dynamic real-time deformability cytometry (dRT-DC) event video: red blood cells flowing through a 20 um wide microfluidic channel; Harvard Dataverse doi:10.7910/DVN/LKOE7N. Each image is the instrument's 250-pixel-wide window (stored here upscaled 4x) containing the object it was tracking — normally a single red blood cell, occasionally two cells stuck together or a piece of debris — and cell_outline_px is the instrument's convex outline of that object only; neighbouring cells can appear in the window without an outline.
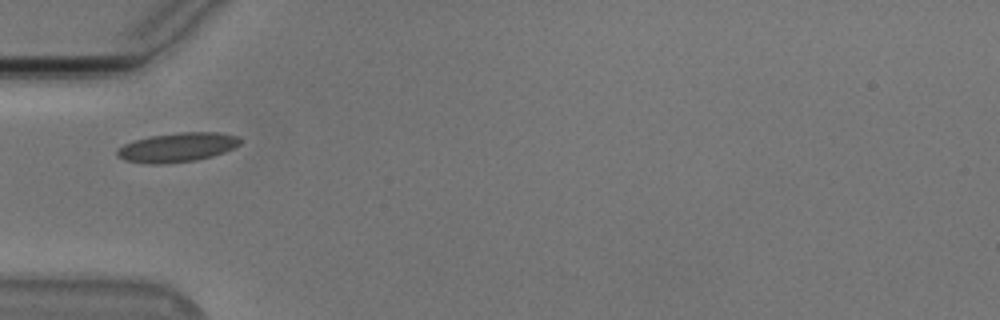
{"species": "Egyptian fruit bat (a non-hibernating species)", "species_latin": "Rousettus aegyptiacus", "temperature_condition": "cold", "stored_images_in_passage": 38, "camera_frame_rate_fps": 3000, "um_per_image_px": 0.085, "animal": {"sex": "male"}, "frame": {"image": 1, "passage_image": 1, "time_ms": 0.0, "image_size_px": [1000, 320], "cell_outline_px": [[240, 144], [224, 152], [212, 156], [196, 160], [160, 164], [148, 164], [124, 160], [116, 156], [116, 148], [124, 144], [148, 136], [180, 132], [220, 132], [240, 136]], "centroid_in_image_um": [15.05, 12.52], "position_along_channel_um": 70.0, "area_um2": 21.1}}
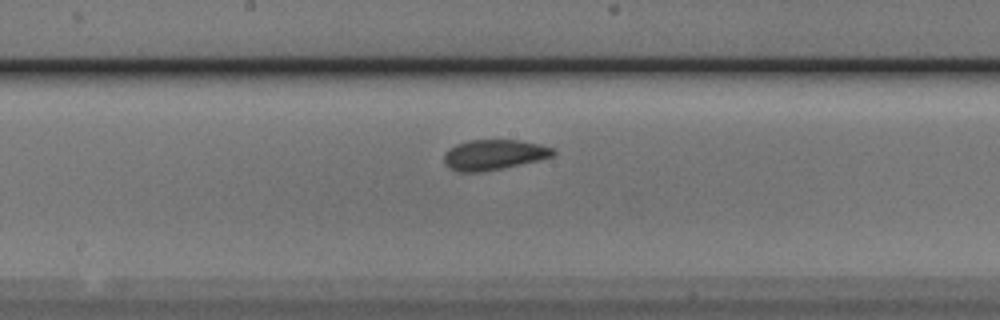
{"frame": {"image": 2, "passage_image": 12, "time_ms": 3.667, "image_size_px": [1000, 320], "cell_outline_px": [[556, 152], [552, 156], [540, 160], [480, 172], [456, 172], [448, 168], [444, 164], [444, 156], [456, 144], [468, 140], [516, 140], [540, 144], [556, 148]], "centroid_in_image_um": [41.99, 13.15], "position_along_channel_um": 206.2, "area_um2": 19.19}}
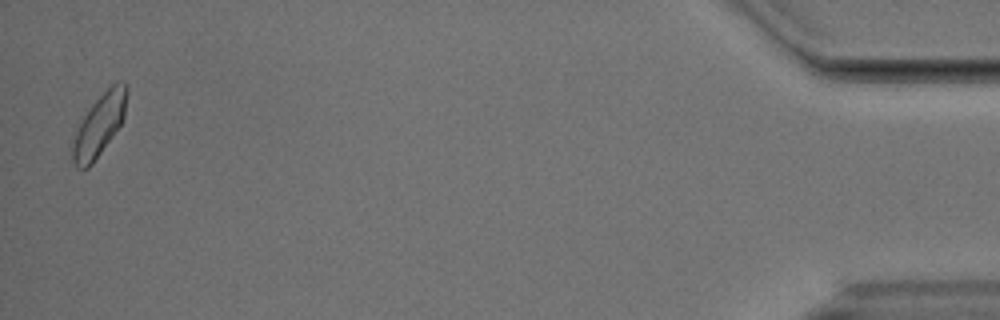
{"frame": {"image": 3, "passage_image": 37, "time_ms": 12.0, "image_size_px": [1000, 320], "cell_outline_px": [[128, 92], [124, 116], [120, 124], [92, 164], [88, 168], [76, 168], [72, 160], [72, 144], [76, 132], [84, 116], [92, 104], [116, 80], [120, 80], [128, 84]], "centroid_in_image_um": [8.46, 10.59], "position_along_channel_um": 426.7, "area_um2": 19.19}, "authors_computed_cell_mechanics": {"area_um2": 18.9295, "velocity_mm_per_s": 3.7252, "shape_relaxation_time_tau1_ms": 6.6261, "shape_relaxation_time_tau2_ms": 2.1606, "deformation_change_tau1": 0.1231, "deformation_change_tau2": 0.0594}}